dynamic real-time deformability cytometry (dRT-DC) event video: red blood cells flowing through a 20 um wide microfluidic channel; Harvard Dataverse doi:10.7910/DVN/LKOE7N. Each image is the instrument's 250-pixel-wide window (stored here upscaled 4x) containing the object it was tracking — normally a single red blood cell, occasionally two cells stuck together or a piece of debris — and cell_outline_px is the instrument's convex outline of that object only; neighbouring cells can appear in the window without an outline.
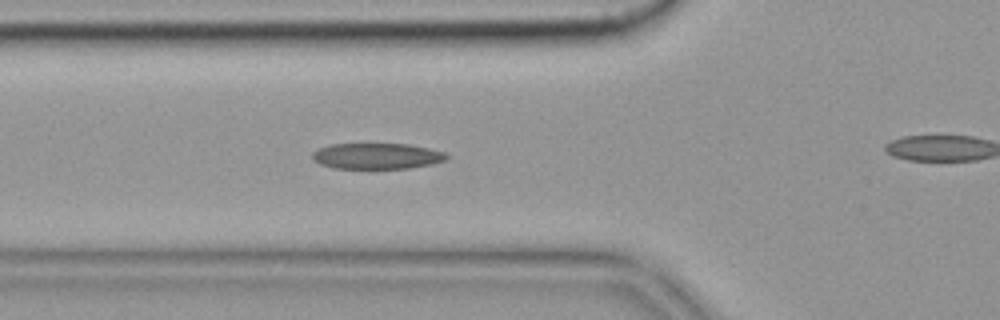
{"species": "common noctule bat (a hibernating species)", "species_latin": "Nyctalus noctula", "temperature_condition": "cold", "stored_images_in_passage": 46, "camera_frame_rate_fps": 3000, "um_per_image_px": 0.085, "animal": {"sex": "female", "body_mass_g": 19.9}, "frame": {"image": 1, "passage_image": 20, "time_ms": 6.333, "image_size_px": [1000, 320], "cell_outline_px": [[448, 156], [444, 160], [428, 164], [408, 168], [332, 168], [320, 164], [312, 160], [312, 152], [320, 148], [332, 144], [408, 144], [428, 148], [444, 152]], "centroid_in_image_um": [31.97, 13.26], "position_along_channel_um": 93.8, "area_um2": 20.0}}